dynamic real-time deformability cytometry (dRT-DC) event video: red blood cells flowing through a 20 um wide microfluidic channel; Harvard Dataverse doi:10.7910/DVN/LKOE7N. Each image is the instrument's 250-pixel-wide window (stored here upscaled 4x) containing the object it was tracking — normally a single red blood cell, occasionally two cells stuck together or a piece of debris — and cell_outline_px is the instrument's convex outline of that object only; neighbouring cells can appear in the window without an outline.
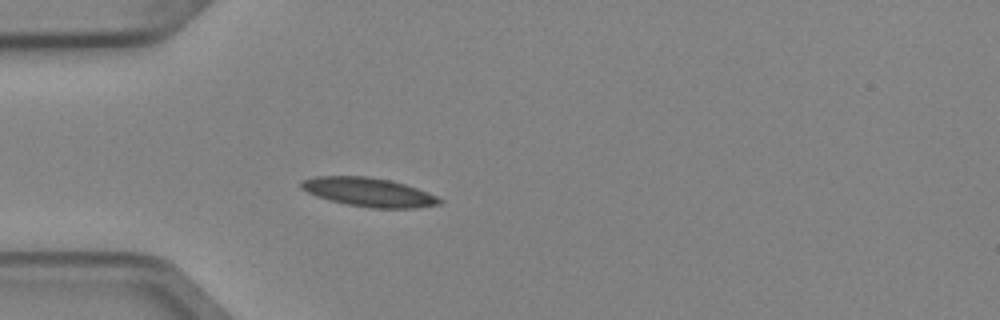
{"species": "Egyptian fruit bat (a non-hibernating species)", "species_latin": "Rousettus aegyptiacus", "temperature_condition": "cold", "stored_images_in_passage": 3, "camera_frame_rate_fps": 3000, "um_per_image_px": 0.085, "animal": {"sex": "female"}, "frame": {"image": 1, "passage_image": 3, "time_ms": 0.667, "image_size_px": [1000, 320], "cell_outline_px": [[444, 200], [440, 204], [416, 208], [372, 208], [348, 204], [328, 200], [316, 196], [300, 188], [300, 180], [316, 176], [368, 176], [392, 180], [428, 192]], "centroid_in_image_um": [31.33, 16.33], "position_along_channel_um": 53.7, "area_um2": 23.35}}